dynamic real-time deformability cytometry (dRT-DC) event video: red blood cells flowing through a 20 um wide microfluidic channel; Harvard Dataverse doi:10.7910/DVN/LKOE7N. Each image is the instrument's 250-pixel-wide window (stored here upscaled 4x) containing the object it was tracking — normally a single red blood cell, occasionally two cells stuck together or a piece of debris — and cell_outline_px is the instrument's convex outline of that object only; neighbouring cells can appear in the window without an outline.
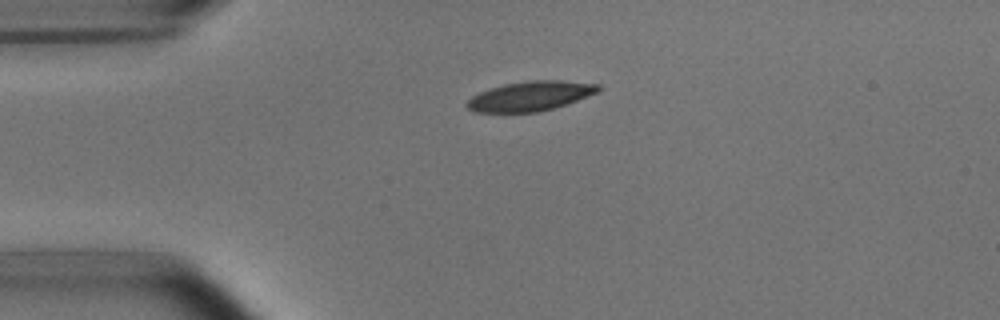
{"species": "common noctule bat (a hibernating species)", "species_latin": "Nyctalus noctula", "temperature_condition": "room temperature", "stored_images_in_passage": 4, "camera_frame_rate_fps": 3000, "um_per_image_px": 0.085, "animal": {"sex": "male", "body_mass_g": 15.6}, "frame": {"image": 1, "passage_image": 4, "time_ms": 4.667, "image_size_px": [1000, 320], "cell_outline_px": [[604, 88], [600, 92], [552, 108], [536, 112], [476, 112], [468, 108], [464, 104], [472, 96], [480, 92], [504, 84], [528, 80], [560, 80], [600, 84]], "centroid_in_image_um": [45.11, 8.15], "position_along_channel_um": 39.9, "area_um2": 22.6}}